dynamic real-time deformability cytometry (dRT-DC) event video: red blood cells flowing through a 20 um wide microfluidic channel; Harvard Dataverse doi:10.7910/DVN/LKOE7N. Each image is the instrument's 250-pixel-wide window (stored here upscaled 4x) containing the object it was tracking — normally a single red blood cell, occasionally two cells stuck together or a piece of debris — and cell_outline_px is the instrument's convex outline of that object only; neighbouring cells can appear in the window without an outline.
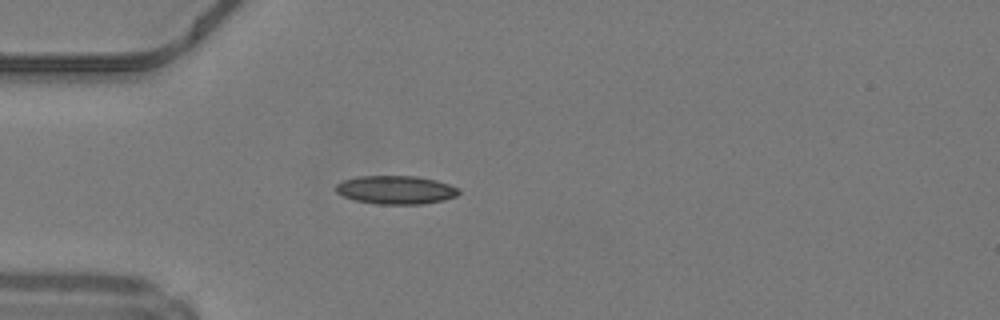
{"species": "common noctule bat (a hibernating species)", "species_latin": "Nyctalus noctula", "temperature_condition": "warm", "stored_images_in_passage": 36, "camera_frame_rate_fps": 3000, "um_per_image_px": 0.085, "animal": {"sex": "male", "body_mass_g": 19.2, "forearm_length_mm": 51.8}, "frame": {"image": 1, "passage_image": 1, "time_ms": 0.0, "image_size_px": [1000, 320], "cell_outline_px": [[460, 192], [456, 196], [444, 200], [424, 204], [376, 204], [356, 200], [344, 196], [336, 192], [336, 184], [344, 180], [356, 176], [416, 176], [436, 180], [460, 188]], "centroid_in_image_um": [33.67, 16.14], "position_along_channel_um": 51.3, "area_um2": 20.4}}
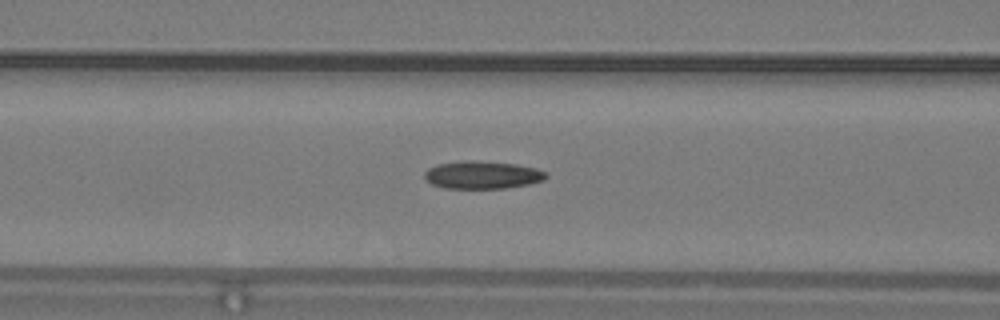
{"frame": {"image": 2, "passage_image": 7, "time_ms": 2.0, "image_size_px": [1000, 320], "cell_outline_px": [[548, 176], [544, 180], [528, 184], [504, 188], [444, 188], [432, 184], [424, 176], [424, 172], [428, 168], [436, 164], [464, 160], [516, 164], [536, 168], [548, 172]], "centroid_in_image_um": [41.01, 14.86], "position_along_channel_um": 125.6, "area_um2": 19.59}}
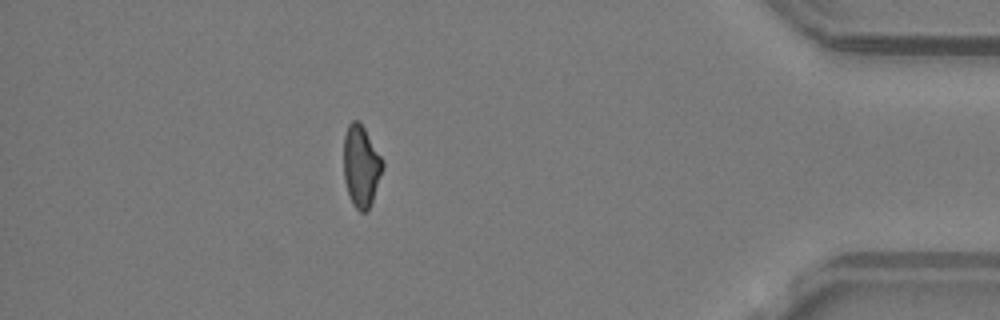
{"frame": {"image": 3, "passage_image": 30, "time_ms": 9.667, "image_size_px": [1000, 320], "cell_outline_px": [[384, 168], [372, 204], [364, 212], [360, 212], [352, 204], [344, 180], [344, 136], [348, 124], [352, 120], [360, 120], [384, 160]], "centroid_in_image_um": [30.72, 14.1], "position_along_channel_um": 404.5, "area_um2": 18.9}, "authors_computed_cell_mechanics": {"area_um2": 19.3341, "velocity_mm_per_s": 4.2444, "shape_relaxation_time_tau1_ms": null, "shape_relaxation_time_tau2_ms": 2.4631, "deformation_change_tau1": null, "deformation_change_tau2": 0.1024}}